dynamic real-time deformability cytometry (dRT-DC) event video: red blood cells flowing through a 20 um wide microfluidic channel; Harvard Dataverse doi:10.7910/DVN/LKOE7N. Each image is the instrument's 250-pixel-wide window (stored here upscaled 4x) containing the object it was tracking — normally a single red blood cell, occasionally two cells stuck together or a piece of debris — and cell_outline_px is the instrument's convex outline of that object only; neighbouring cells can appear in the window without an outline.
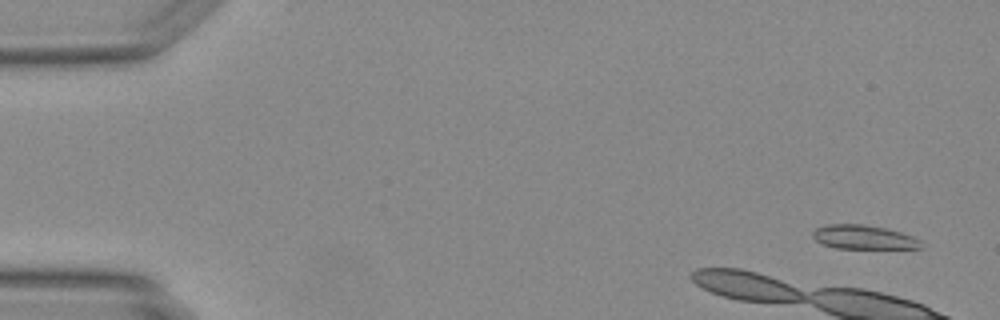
{"species": "Egyptian fruit bat (a non-hibernating species)", "species_latin": "Rousettus aegyptiacus", "temperature_condition": "warm", "stored_images_in_passage": 9, "camera_frame_rate_fps": 3000, "um_per_image_px": 0.085, "animal": {"sex": "female"}, "frame": {"image": 1, "passage_image": 3, "time_ms": 0.667, "image_size_px": [1000, 320], "cell_outline_px": [[924, 248], [836, 248], [824, 244], [816, 240], [812, 236], [812, 232], [816, 228], [824, 224], [860, 224], [884, 228], [900, 232], [912, 236], [920, 240]], "centroid_in_image_um": [73.39, 20.16], "position_along_channel_um": 11.6, "area_um2": 15.03}}